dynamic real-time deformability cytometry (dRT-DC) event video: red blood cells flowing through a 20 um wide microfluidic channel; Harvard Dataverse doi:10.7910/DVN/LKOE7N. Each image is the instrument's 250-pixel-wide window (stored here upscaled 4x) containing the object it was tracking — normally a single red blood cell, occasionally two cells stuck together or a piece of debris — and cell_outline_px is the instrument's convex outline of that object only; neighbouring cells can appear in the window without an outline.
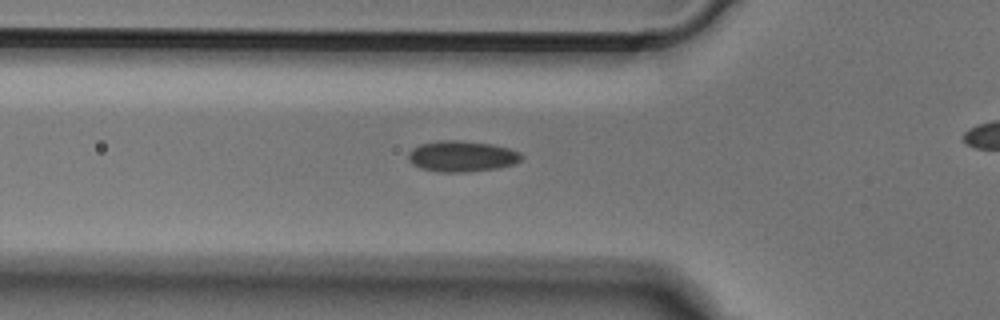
{"species": "Egyptian fruit bat (a non-hibernating species)", "species_latin": "Rousettus aegyptiacus", "temperature_condition": "cold", "stored_images_in_passage": 36, "camera_frame_rate_fps": 3000, "um_per_image_px": 0.085, "animal": {"sex": "male"}, "frame": {"image": 1, "passage_image": 10, "time_ms": 3.0, "image_size_px": [1000, 320], "cell_outline_px": [[524, 156], [516, 164], [500, 168], [468, 172], [440, 172], [420, 168], [412, 164], [408, 160], [408, 152], [412, 148], [420, 144], [440, 140], [456, 140], [492, 144], [508, 148], [520, 152]], "centroid_in_image_um": [39.26, 13.29], "position_along_channel_um": 86.5, "area_um2": 20.63}}
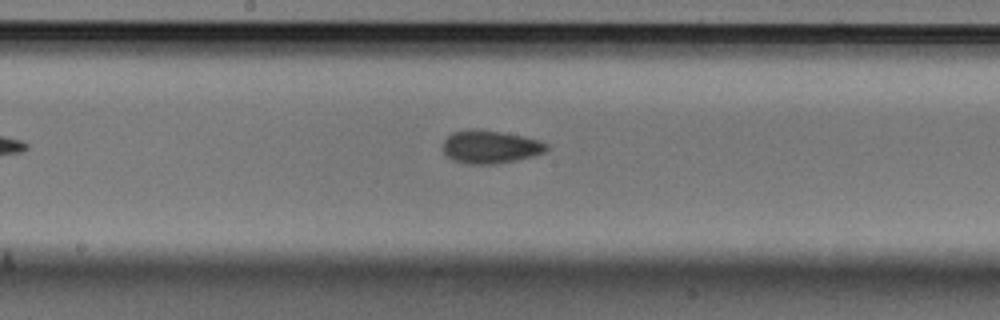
{"frame": {"image": 2, "passage_image": 19, "time_ms": 6.0, "image_size_px": [1000, 320], "cell_outline_px": [[548, 148], [544, 152], [532, 156], [516, 160], [496, 164], [464, 164], [452, 160], [444, 152], [444, 140], [452, 132], [468, 128], [476, 128], [524, 136], [540, 140], [548, 144]], "centroid_in_image_um": [41.66, 12.47], "position_along_channel_um": 206.5, "area_um2": 20.11}}
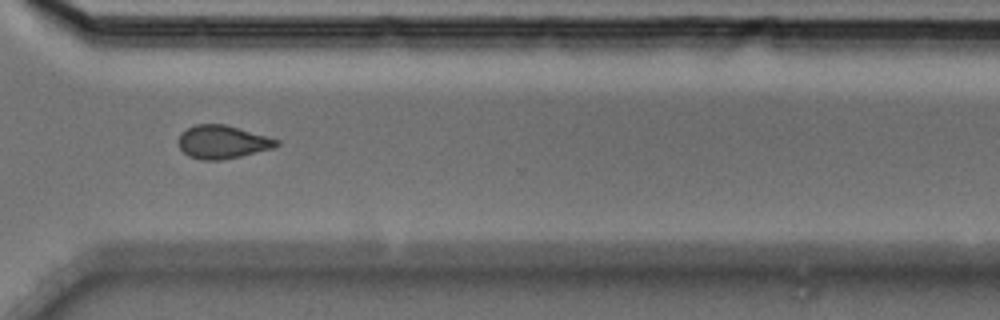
{"frame": {"image": 3, "passage_image": 30, "time_ms": 9.667, "image_size_px": [1000, 320], "cell_outline_px": [[280, 144], [276, 148], [240, 156], [220, 160], [200, 160], [188, 156], [180, 148], [180, 136], [188, 128], [196, 124], [224, 124], [268, 136], [280, 140]], "centroid_in_image_um": [18.97, 12.08], "position_along_channel_um": 351.6, "area_um2": 18.9}}